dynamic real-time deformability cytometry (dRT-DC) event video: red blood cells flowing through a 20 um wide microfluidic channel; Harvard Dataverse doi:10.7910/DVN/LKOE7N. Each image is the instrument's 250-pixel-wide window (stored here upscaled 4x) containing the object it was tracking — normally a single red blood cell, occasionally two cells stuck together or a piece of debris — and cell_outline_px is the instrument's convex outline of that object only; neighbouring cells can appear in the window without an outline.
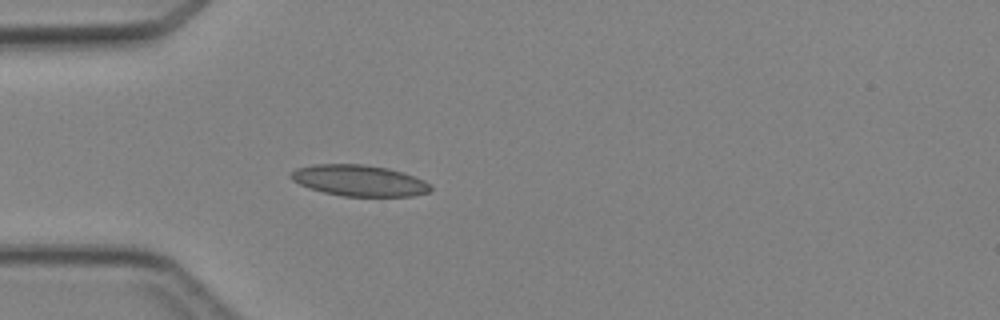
{"species": "Egyptian fruit bat (a non-hibernating species)", "species_latin": "Rousettus aegyptiacus", "temperature_condition": "cold", "stored_images_in_passage": 3, "camera_frame_rate_fps": 3000, "um_per_image_px": 0.085, "animal": {"sex": "female"}, "frame": {"image": 1, "passage_image": 3, "time_ms": 2.333, "image_size_px": [1000, 320], "cell_outline_px": [[432, 188], [428, 192], [412, 196], [344, 196], [324, 192], [308, 188], [292, 180], [288, 176], [296, 168], [312, 164], [360, 164], [388, 168], [424, 180]], "centroid_in_image_um": [30.48, 15.34], "position_along_channel_um": 54.5, "area_um2": 25.14}}